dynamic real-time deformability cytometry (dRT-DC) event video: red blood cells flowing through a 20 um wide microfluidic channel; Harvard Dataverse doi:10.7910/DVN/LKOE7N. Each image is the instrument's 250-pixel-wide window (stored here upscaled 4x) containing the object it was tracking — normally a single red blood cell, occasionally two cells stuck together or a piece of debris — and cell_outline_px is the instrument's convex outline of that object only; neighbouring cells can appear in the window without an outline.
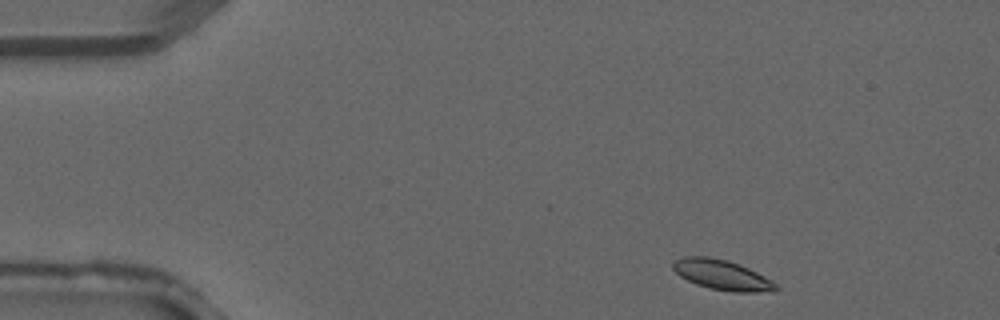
{"species": "common noctule bat (a hibernating species)", "species_latin": "Nyctalus noctula", "temperature_condition": "warm", "stored_images_in_passage": 5, "camera_frame_rate_fps": 3000, "um_per_image_px": 0.085, "animal": {"sex": "male", "forearm_length_mm": 52.5}, "frame": {"image": 1, "passage_image": 1, "time_ms": 0.0, "image_size_px": [1000, 320], "cell_outline_px": [[780, 288], [776, 292], [732, 292], [708, 288], [696, 284], [680, 276], [672, 268], [672, 264], [676, 260], [684, 256], [708, 256], [728, 260], [740, 264], [772, 280]], "centroid_in_image_um": [61.4, 23.37], "position_along_channel_um": 23.6, "area_um2": 18.21}}
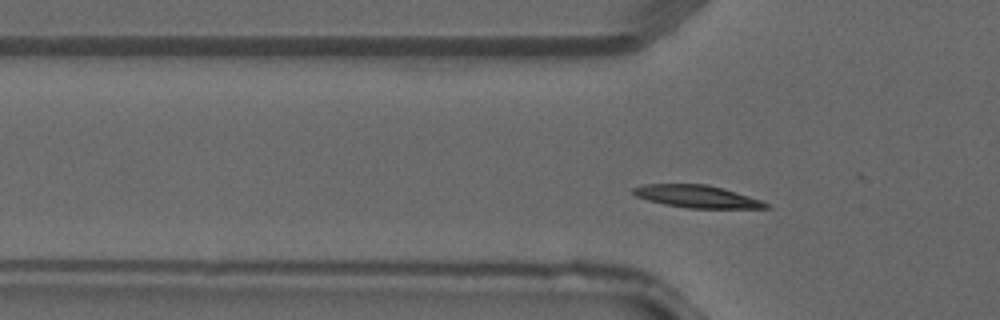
{"frame": {"image": 2, "passage_image": 5, "time_ms": 1.333, "image_size_px": [1000, 320], "cell_outline_px": [[772, 208], [688, 208], [664, 204], [648, 200], [636, 196], [632, 192], [632, 188], [644, 184], [708, 184], [748, 196], [772, 204]], "centroid_in_image_um": [59.25, 16.7], "position_along_channel_um": 66.6, "area_um2": 17.28}}